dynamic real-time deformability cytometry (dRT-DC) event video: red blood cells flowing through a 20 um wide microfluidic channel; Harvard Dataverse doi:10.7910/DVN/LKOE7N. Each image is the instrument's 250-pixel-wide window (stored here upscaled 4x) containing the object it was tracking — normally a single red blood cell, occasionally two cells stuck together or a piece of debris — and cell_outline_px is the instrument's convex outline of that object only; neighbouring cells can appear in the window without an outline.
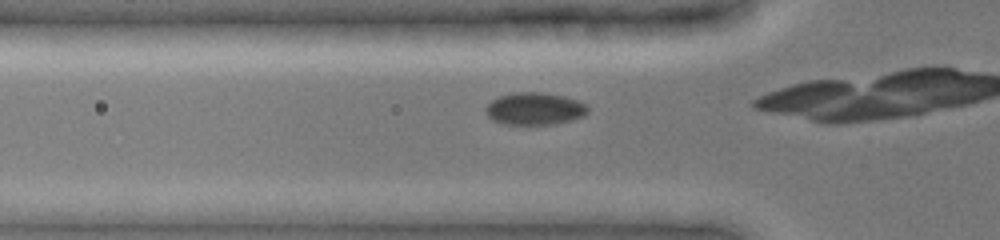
{"species": "common noctule bat (a hibernating species)", "species_latin": "Nyctalus noctula", "temperature_condition": "cold", "stored_images_in_passage": 36, "camera_frame_rate_fps": 3000, "um_per_image_px": 0.085, "animal": {"sex": "female", "body_mass_g": 19.0, "forearm_length_mm": 51.5}, "frame": {"image": 1, "passage_image": 12, "time_ms": 3.667, "image_size_px": [1000, 240], "cell_outline_px": [[588, 112], [584, 116], [572, 120], [556, 124], [504, 124], [492, 120], [488, 116], [484, 108], [492, 100], [500, 96], [512, 92], [544, 92], [564, 96], [588, 104]], "centroid_in_image_um": [45.46, 9.24], "position_along_channel_um": 80.3, "area_um2": 19.42}}
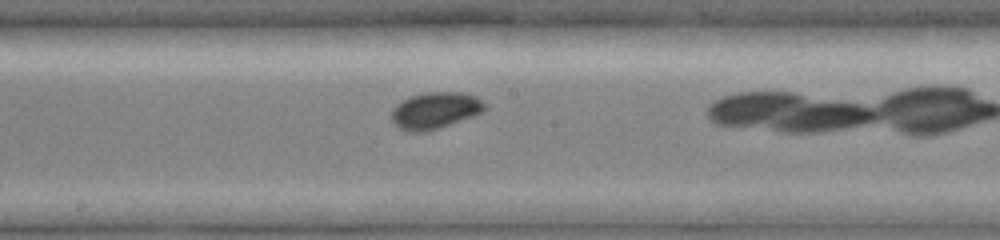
{"frame": {"image": 2, "passage_image": 22, "time_ms": 7.0, "image_size_px": [1000, 240], "cell_outline_px": [[484, 112], [440, 128], [424, 132], [408, 132], [392, 124], [392, 108], [396, 104], [412, 96], [424, 92], [460, 92], [476, 96], [484, 104]], "centroid_in_image_um": [36.96, 9.4], "position_along_channel_um": 211.2, "area_um2": 19.88}}
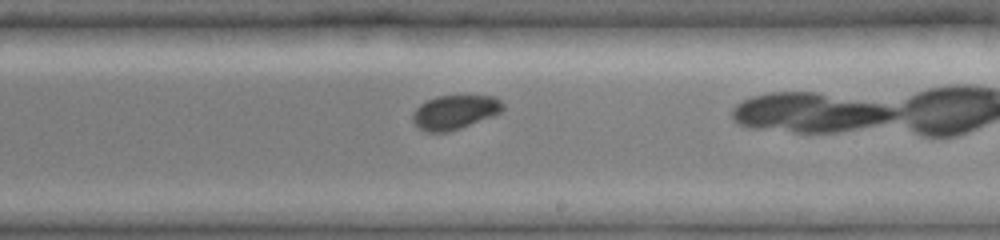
{"frame": {"image": 3, "passage_image": 25, "time_ms": 8.0, "image_size_px": [1000, 240], "cell_outline_px": [[504, 108], [500, 112], [492, 116], [460, 128], [448, 132], [428, 132], [420, 128], [412, 120], [412, 112], [420, 104], [436, 96], [496, 96], [504, 104]], "centroid_in_image_um": [38.65, 9.52], "position_along_channel_um": 250.3, "area_um2": 17.8}}